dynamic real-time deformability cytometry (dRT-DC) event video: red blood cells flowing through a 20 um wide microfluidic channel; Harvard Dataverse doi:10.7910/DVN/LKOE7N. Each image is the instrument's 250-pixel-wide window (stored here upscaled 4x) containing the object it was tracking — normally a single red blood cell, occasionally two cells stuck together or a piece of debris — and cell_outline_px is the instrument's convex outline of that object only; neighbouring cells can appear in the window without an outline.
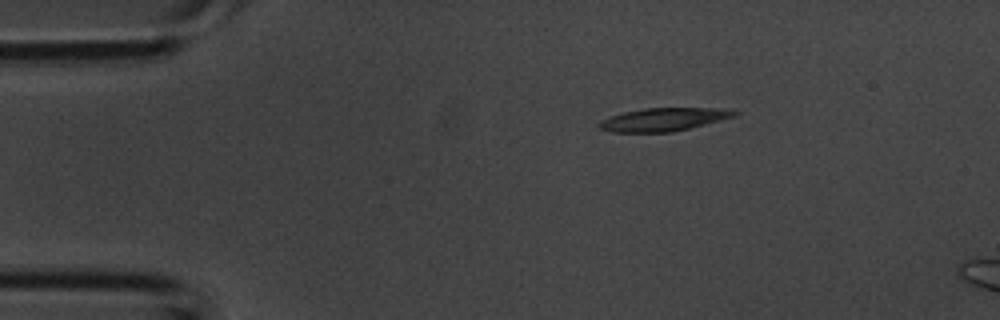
{"species": "common noctule bat (a hibernating species)", "species_latin": "Nyctalus noctula", "temperature_condition": "room temperature", "stored_images_in_passage": 6, "camera_frame_rate_fps": 3000, "um_per_image_px": 0.085, "animal": {"sex": "male", "body_mass_g": 20.1, "forearm_length_mm": 53.5}, "frame": {"image": 1, "passage_image": 1, "time_ms": 0.0, "image_size_px": [1000, 320], "cell_outline_px": [[740, 112], [736, 116], [672, 132], [612, 132], [600, 128], [596, 124], [600, 120], [624, 112], [644, 108], [720, 108]], "centroid_in_image_um": [56.38, 10.15], "position_along_channel_um": 28.6, "area_um2": 18.03}}